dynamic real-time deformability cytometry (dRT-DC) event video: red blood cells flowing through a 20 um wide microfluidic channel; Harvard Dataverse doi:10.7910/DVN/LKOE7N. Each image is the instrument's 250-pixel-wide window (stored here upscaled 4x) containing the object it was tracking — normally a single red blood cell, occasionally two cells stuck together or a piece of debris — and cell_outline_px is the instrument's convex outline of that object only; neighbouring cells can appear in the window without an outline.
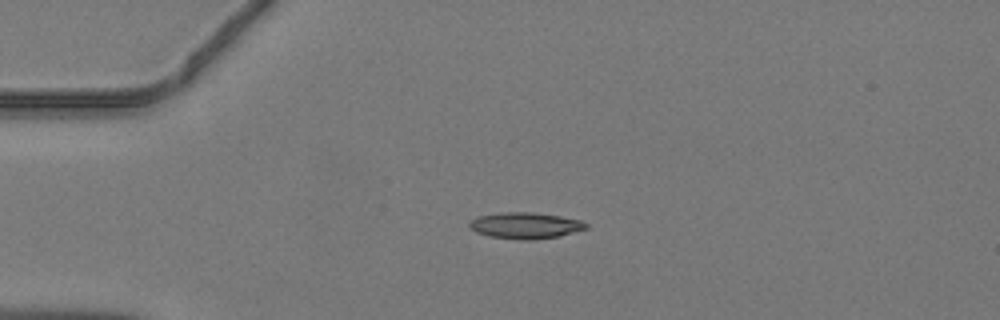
{"species": "common noctule bat (a hibernating species)", "species_latin": "Nyctalus noctula", "temperature_condition": "warm", "stored_images_in_passage": 46, "camera_frame_rate_fps": 3000, "um_per_image_px": 0.085, "animal": {"sex": "male", "body_mass_g": 19.2, "forearm_length_mm": 51.8}, "frame": {"image": 1, "passage_image": 11, "time_ms": 3.333, "image_size_px": [1000, 320], "cell_outline_px": [[588, 228], [560, 236], [532, 240], [524, 240], [488, 236], [476, 232], [468, 228], [468, 224], [476, 216], [504, 212], [532, 212], [560, 216], [580, 220], [588, 224]], "centroid_in_image_um": [44.64, 19.17], "position_along_channel_um": 40.4, "area_um2": 17.92}}
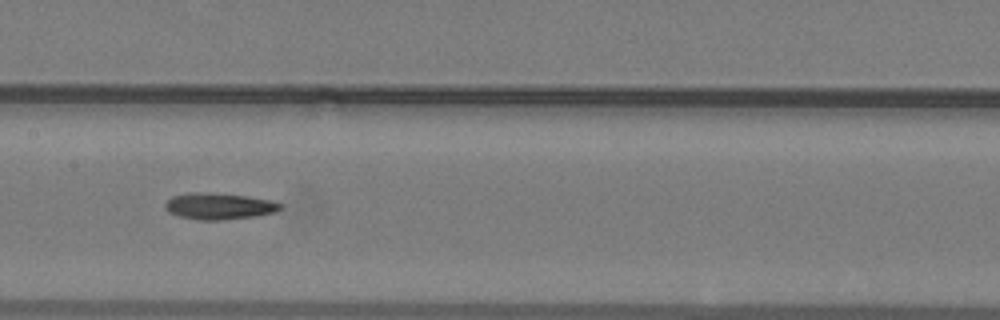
{"frame": {"image": 2, "passage_image": 23, "time_ms": 7.333, "image_size_px": [1000, 320], "cell_outline_px": [[284, 204], [276, 212], [256, 216], [220, 220], [200, 220], [180, 216], [168, 212], [164, 208], [164, 204], [172, 196], [188, 192], [208, 192], [248, 196], [268, 200]], "centroid_in_image_um": [18.59, 17.52], "position_along_channel_um": 188.8, "area_um2": 17.8}}
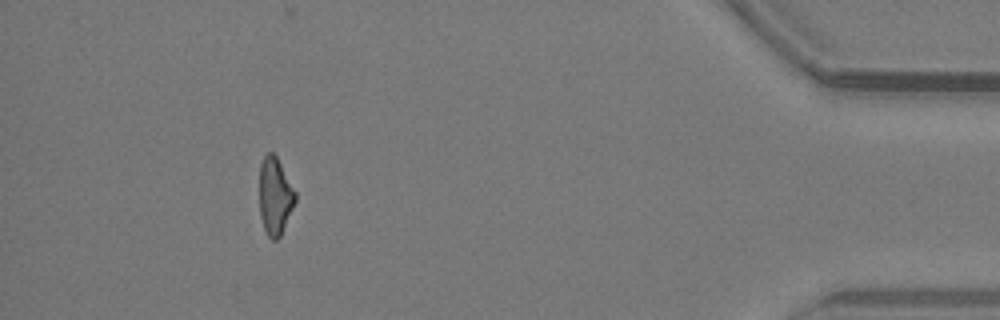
{"frame": {"image": 3, "passage_image": 42, "time_ms": 13.667, "image_size_px": [1000, 320], "cell_outline_px": [[296, 200], [280, 236], [276, 240], [272, 240], [268, 236], [264, 228], [260, 216], [260, 164], [264, 156], [268, 152], [272, 152], [276, 156], [296, 192]], "centroid_in_image_um": [23.37, 16.67], "position_along_channel_um": 411.8, "area_um2": 15.95}}